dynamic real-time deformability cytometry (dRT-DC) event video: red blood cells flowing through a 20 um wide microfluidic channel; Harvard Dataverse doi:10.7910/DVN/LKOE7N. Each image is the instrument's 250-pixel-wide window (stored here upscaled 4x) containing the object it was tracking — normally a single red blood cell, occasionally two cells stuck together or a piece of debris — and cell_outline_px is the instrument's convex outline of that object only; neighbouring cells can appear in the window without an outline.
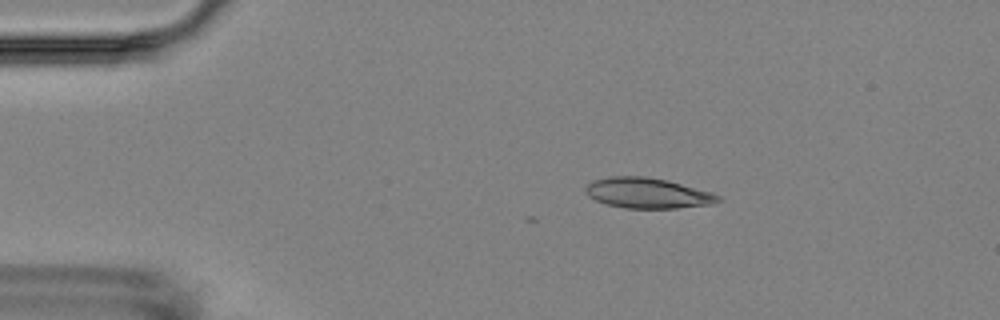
{"species": "Egyptian fruit bat (a non-hibernating species)", "species_latin": "Rousettus aegyptiacus", "temperature_condition": "room temperature", "stored_images_in_passage": 8, "camera_frame_rate_fps": 3000, "um_per_image_px": 0.085, "animal": {"sex": "female"}, "frame": {"image": 1, "passage_image": 1, "time_ms": 0.0, "image_size_px": [1000, 320], "cell_outline_px": [[724, 200], [712, 204], [676, 208], [624, 208], [608, 204], [596, 200], [588, 196], [584, 192], [584, 188], [592, 180], [608, 176], [644, 176], [668, 180], [712, 192], [720, 196]], "centroid_in_image_um": [55.05, 16.4], "position_along_channel_um": 30.0, "area_um2": 23.7}}
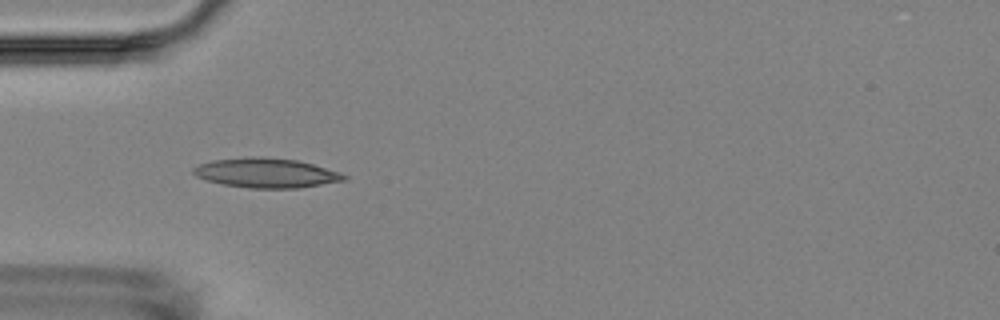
{"frame": {"image": 2, "passage_image": 3, "time_ms": 2.333, "image_size_px": [1000, 320], "cell_outline_px": [[348, 180], [300, 188], [248, 188], [224, 184], [208, 180], [196, 176], [192, 172], [192, 168], [200, 164], [212, 160], [296, 160], [312, 164], [340, 172], [348, 176]], "centroid_in_image_um": [22.71, 14.76], "position_along_channel_um": 62.3, "area_um2": 24.68}}